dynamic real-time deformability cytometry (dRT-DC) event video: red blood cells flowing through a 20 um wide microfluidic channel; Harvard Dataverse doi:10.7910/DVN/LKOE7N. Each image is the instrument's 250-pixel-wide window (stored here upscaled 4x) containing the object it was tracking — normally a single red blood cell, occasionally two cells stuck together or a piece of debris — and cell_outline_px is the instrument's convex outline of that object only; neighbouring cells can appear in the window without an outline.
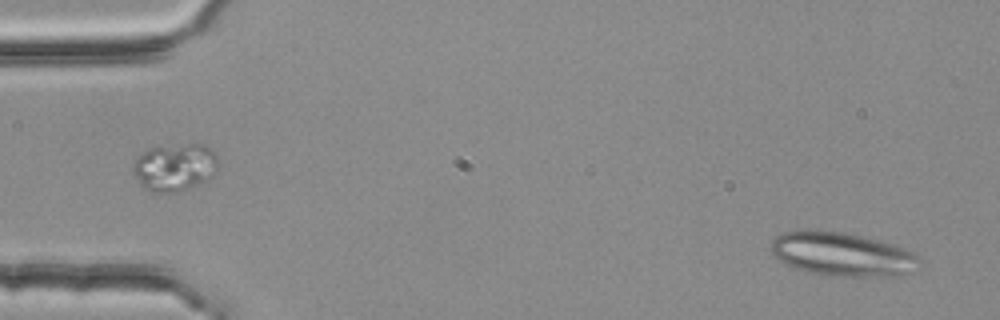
{"species": "common noctule bat (a hibernating species)", "species_latin": "Nyctalus noctula", "temperature_condition": "room temperature", "stored_images_in_passage": 52, "segment_of_instrument_passage": [1, 2], "camera_frame_rate_fps": 3000, "um_per_image_px": 0.085, "animal": {"sex": "female", "body_mass_g": 25.1}, "frame": {"image": 1, "passage_image": 2, "time_ms": 0.333, "image_size_px": [1000, 320], "cell_outline_px": [[924, 264], [912, 272], [900, 276], [820, 276], [796, 268], [776, 260], [772, 252], [772, 240], [776, 236], [784, 232], [800, 228], [816, 228], [844, 232], [892, 244], [916, 252]], "centroid_in_image_um": [71.6, 21.6], "position_along_channel_um": 13.4, "area_um2": 38.9}}